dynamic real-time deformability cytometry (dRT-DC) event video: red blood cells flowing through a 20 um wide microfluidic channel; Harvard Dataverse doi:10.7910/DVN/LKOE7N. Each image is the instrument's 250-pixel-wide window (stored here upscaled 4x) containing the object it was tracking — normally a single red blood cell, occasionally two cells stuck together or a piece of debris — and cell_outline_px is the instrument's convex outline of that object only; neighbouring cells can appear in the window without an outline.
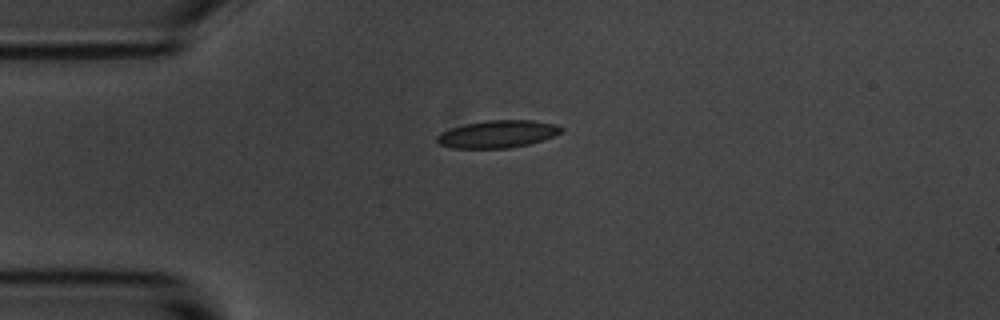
{"species": "common noctule bat (a hibernating species)", "species_latin": "Nyctalus noctula", "temperature_condition": "room temperature", "stored_images_in_passage": 4, "camera_frame_rate_fps": 3000, "um_per_image_px": 0.085, "animal": {"sex": "male", "body_mass_g": 20.1, "forearm_length_mm": 53.5}, "frame": {"image": 1, "passage_image": 1, "time_ms": 0.0, "image_size_px": [1000, 320], "cell_outline_px": [[564, 128], [560, 132], [552, 136], [528, 144], [508, 148], [452, 148], [440, 144], [436, 140], [436, 136], [440, 132], [464, 124], [488, 120], [532, 120], [556, 124]], "centroid_in_image_um": [42.26, 11.39], "position_along_channel_um": 42.7, "area_um2": 19.71}}
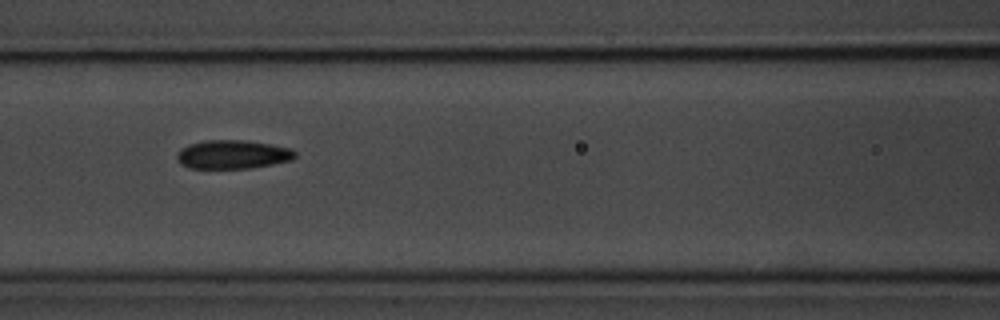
{"frame": {"image": 2, "passage_image": 4, "time_ms": 3.333, "image_size_px": [1000, 320], "cell_outline_px": [[296, 156], [292, 160], [272, 164], [248, 168], [188, 168], [180, 164], [176, 160], [176, 152], [180, 148], [188, 144], [208, 140], [244, 140], [292, 148], [296, 152]], "centroid_in_image_um": [19.73, 13.13], "position_along_channel_um": 146.9, "area_um2": 19.88}}